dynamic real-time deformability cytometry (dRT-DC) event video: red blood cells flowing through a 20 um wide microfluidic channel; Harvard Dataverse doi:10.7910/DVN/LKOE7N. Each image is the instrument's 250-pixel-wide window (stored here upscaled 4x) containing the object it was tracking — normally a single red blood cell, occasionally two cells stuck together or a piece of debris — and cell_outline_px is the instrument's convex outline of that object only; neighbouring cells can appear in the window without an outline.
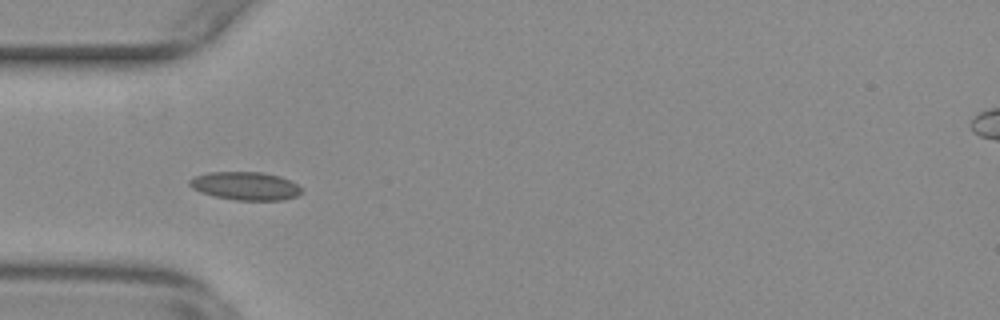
{"species": "common noctule bat (a hibernating species)", "species_latin": "Nyctalus noctula", "temperature_condition": "warm", "stored_images_in_passage": 40, "camera_frame_rate_fps": 3000, "um_per_image_px": 0.085, "animal": {"sex": "female", "body_mass_g": 29.2, "forearm_length_mm": 56.3}, "frame": {"image": 1, "passage_image": 2, "time_ms": 0.333, "image_size_px": [1000, 320], "cell_outline_px": [[304, 192], [296, 196], [284, 200], [236, 200], [216, 196], [200, 192], [192, 188], [188, 184], [188, 180], [196, 176], [208, 172], [264, 172], [280, 176], [292, 180]], "centroid_in_image_um": [20.88, 15.8], "position_along_channel_um": 64.1, "area_um2": 18.5}}
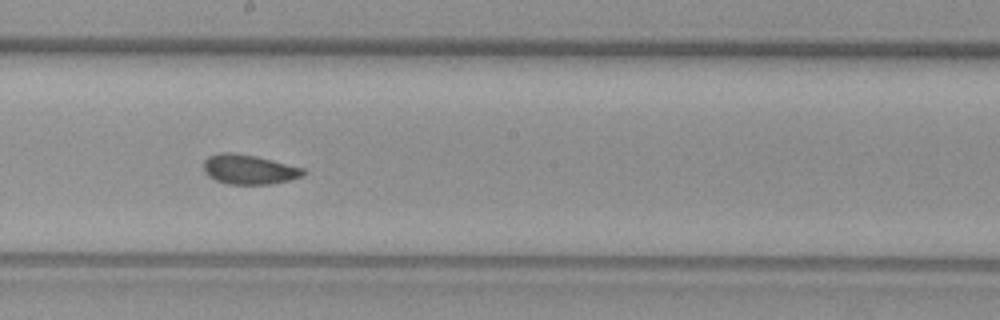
{"frame": {"image": 2, "passage_image": 15, "time_ms": 4.667, "image_size_px": [1000, 320], "cell_outline_px": [[308, 172], [304, 176], [272, 184], [228, 184], [216, 180], [208, 176], [204, 172], [204, 160], [208, 156], [220, 152], [232, 152], [256, 156], [304, 168]], "centroid_in_image_um": [21.17, 14.4], "position_along_channel_um": 227.0, "area_um2": 17.34}}
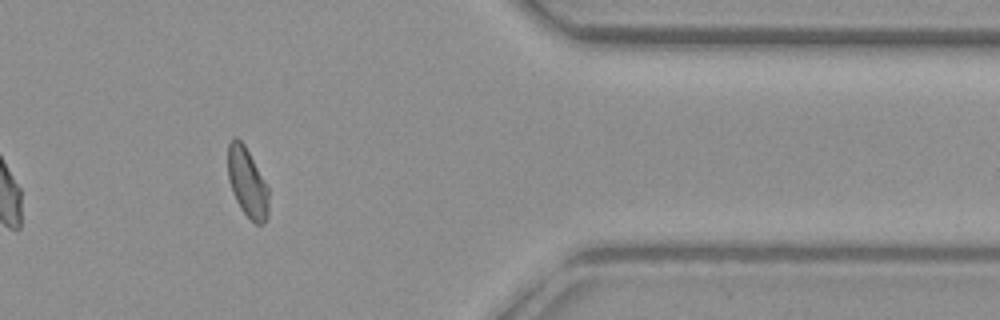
{"frame": {"image": 3, "passage_image": 30, "time_ms": 9.667, "image_size_px": [1000, 320], "cell_outline_px": [[268, 216], [264, 224], [256, 224], [240, 208], [232, 192], [228, 180], [228, 144], [232, 136], [236, 136], [244, 144], [268, 188]], "centroid_in_image_um": [21.0, 15.51], "position_along_channel_um": 390.4, "area_um2": 16.36}, "authors_computed_cell_mechanics": {"area_um2": 17.1377, "velocity_mm_per_s": 3.7691, "shape_relaxation_time_tau1_ms": 5.2994, "shape_relaxation_time_tau2_ms": 1.6, "deformation_change_tau1": 0.1143, "deformation_change_tau2": 0.0723}}